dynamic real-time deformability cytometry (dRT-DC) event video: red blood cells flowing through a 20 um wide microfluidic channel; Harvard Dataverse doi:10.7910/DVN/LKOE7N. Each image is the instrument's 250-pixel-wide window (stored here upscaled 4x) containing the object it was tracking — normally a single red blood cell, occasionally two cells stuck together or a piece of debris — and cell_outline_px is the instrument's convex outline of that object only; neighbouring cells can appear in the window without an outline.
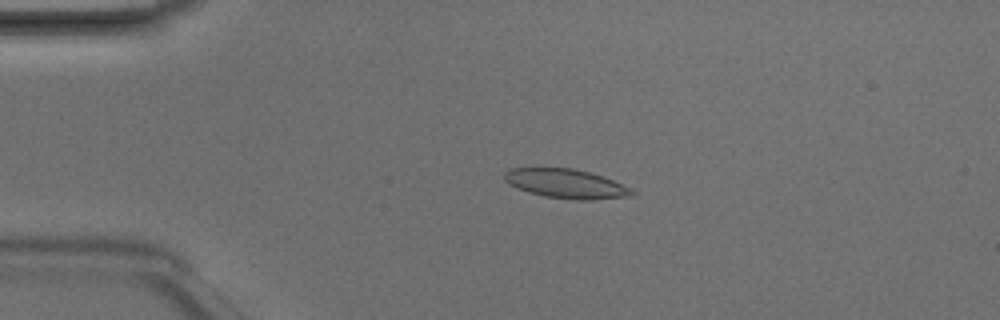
{"species": "Egyptian fruit bat (a non-hibernating species)", "species_latin": "Rousettus aegyptiacus", "temperature_condition": "room temperature", "stored_images_in_passage": 4, "camera_frame_rate_fps": 3000, "um_per_image_px": 0.085, "animal": {"sex": "male"}, "frame": {"image": 1, "passage_image": 3, "time_ms": 0.667, "image_size_px": [1000, 320], "cell_outline_px": [[636, 192], [632, 196], [592, 200], [576, 200], [544, 196], [528, 192], [516, 188], [508, 184], [504, 180], [504, 172], [508, 168], [572, 168], [604, 176], [632, 188]], "centroid_in_image_um": [48.12, 15.62], "position_along_channel_um": 36.9, "area_um2": 21.96}}